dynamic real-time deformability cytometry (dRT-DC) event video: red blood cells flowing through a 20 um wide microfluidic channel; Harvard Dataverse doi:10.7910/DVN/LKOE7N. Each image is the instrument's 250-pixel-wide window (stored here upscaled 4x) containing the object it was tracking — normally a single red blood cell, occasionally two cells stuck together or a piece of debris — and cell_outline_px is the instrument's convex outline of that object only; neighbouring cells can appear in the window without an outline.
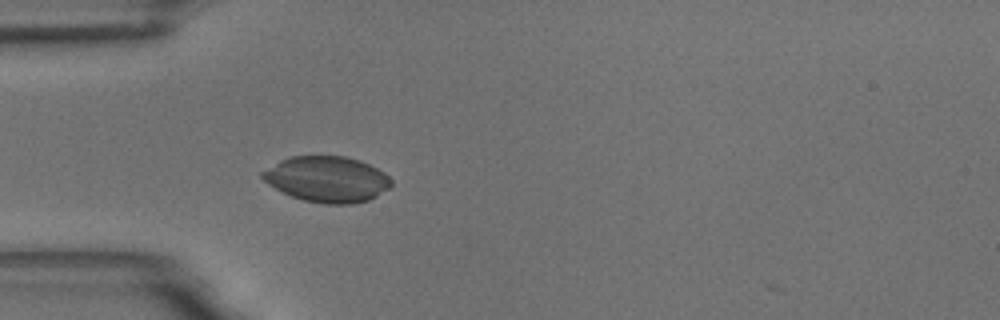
{"species": "common noctule bat (a hibernating species)", "species_latin": "Nyctalus noctula", "temperature_condition": "room temperature", "stored_images_in_passage": 13, "camera_frame_rate_fps": 3000, "um_per_image_px": 0.085, "animal": {"sex": "male", "body_mass_g": 18.8}, "frame": {"image": 1, "passage_image": 12, "time_ms": 3.667, "image_size_px": [1000, 320], "cell_outline_px": [[392, 188], [368, 200], [352, 204], [324, 204], [304, 200], [292, 196], [268, 184], [260, 176], [260, 172], [280, 160], [288, 156], [344, 156], [360, 160], [384, 172], [392, 180]], "centroid_in_image_um": [27.81, 15.23], "position_along_channel_um": 57.2, "area_um2": 34.51}}